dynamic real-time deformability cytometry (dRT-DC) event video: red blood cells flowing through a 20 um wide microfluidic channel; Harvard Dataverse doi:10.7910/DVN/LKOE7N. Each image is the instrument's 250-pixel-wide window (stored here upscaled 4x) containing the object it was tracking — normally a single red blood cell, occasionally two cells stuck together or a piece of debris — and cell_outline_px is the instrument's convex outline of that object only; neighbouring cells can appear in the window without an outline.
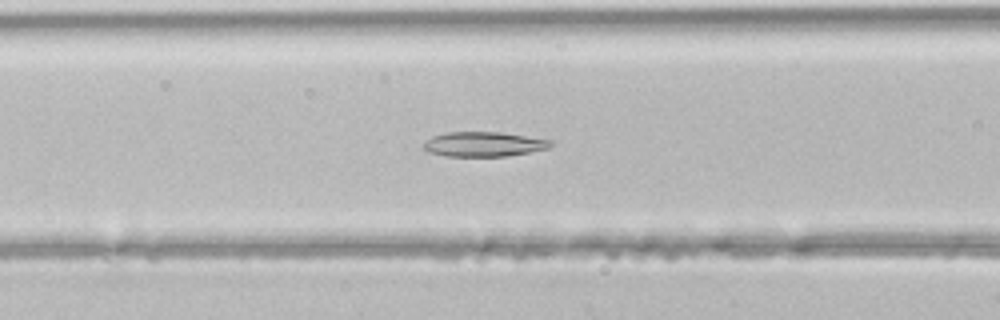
{"species": "common noctule bat (a hibernating species)", "species_latin": "Nyctalus noctula", "temperature_condition": "room temperature", "stored_images_in_passage": 34, "camera_frame_rate_fps": 3000, "um_per_image_px": 0.085, "animal": {"sex": "male", "body_mass_g": 21.5, "forearm_length_mm": 52.0}, "frame": {"image": 1, "passage_image": 9, "time_ms": 2.667, "image_size_px": [1000, 320], "cell_outline_px": [[552, 144], [548, 148], [508, 156], [448, 156], [428, 152], [424, 148], [424, 140], [432, 136], [448, 132], [500, 132], [552, 140]], "centroid_in_image_um": [41.09, 12.25], "position_along_channel_um": 125.5, "area_um2": 18.21}}
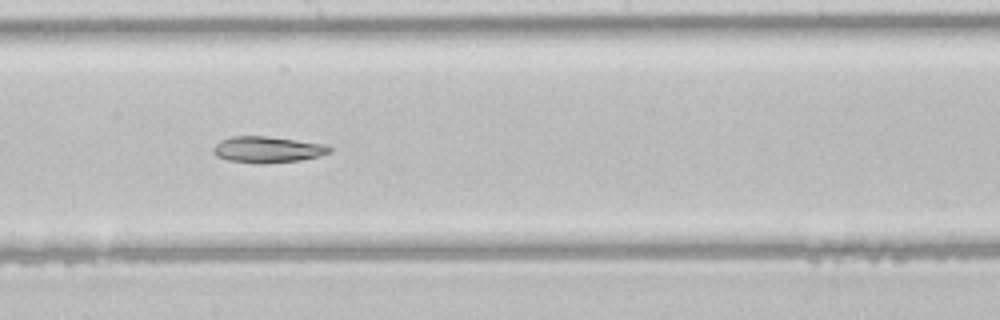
{"frame": {"image": 2, "passage_image": 16, "time_ms": 5.0, "image_size_px": [1000, 320], "cell_outline_px": [[332, 152], [320, 156], [300, 160], [264, 164], [256, 164], [228, 160], [216, 156], [212, 152], [212, 148], [220, 140], [232, 136], [264, 136], [328, 144], [332, 148]], "centroid_in_image_um": [22.75, 12.72], "position_along_channel_um": 225.5, "area_um2": 18.03}}
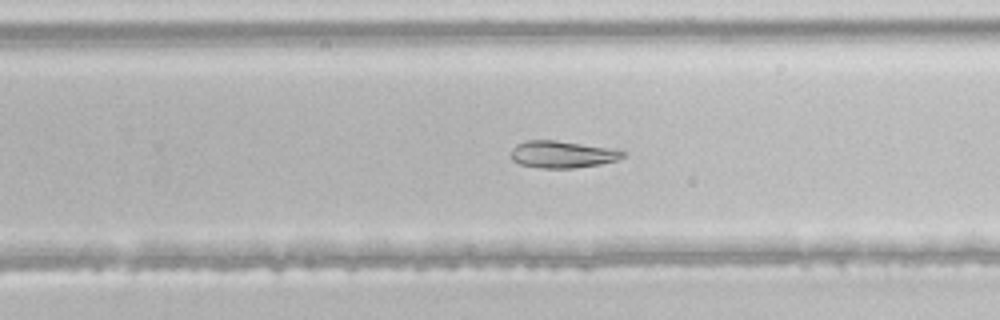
{"frame": {"image": 3, "passage_image": 20, "time_ms": 6.333, "image_size_px": [1000, 320], "cell_outline_px": [[624, 156], [616, 160], [600, 164], [576, 168], [540, 168], [520, 164], [512, 160], [512, 148], [516, 144], [528, 140], [556, 140], [616, 148], [624, 152]], "centroid_in_image_um": [47.81, 13.11], "position_along_channel_um": 282.0, "area_um2": 17.74}}